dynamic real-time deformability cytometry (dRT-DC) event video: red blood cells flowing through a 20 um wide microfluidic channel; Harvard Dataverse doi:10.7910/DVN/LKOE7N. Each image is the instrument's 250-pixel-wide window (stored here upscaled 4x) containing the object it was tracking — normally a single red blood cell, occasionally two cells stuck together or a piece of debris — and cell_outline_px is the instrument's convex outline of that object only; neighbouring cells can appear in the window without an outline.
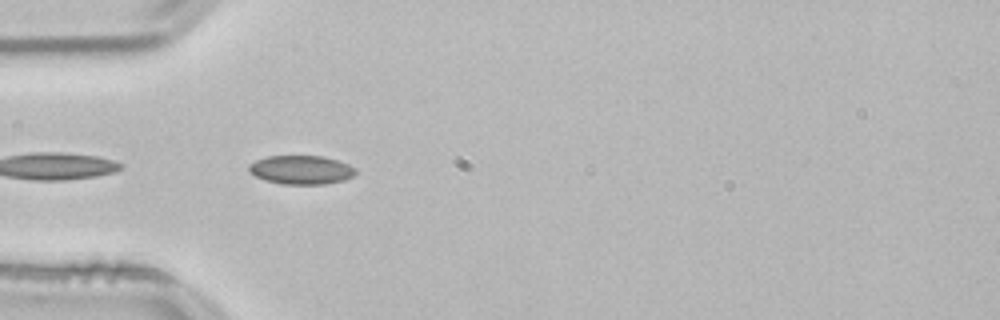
{"species": "common noctule bat (a hibernating species)", "species_latin": "Nyctalus noctula", "temperature_condition": "room temperature", "stored_images_in_passage": 10, "camera_frame_rate_fps": 3000, "um_per_image_px": 0.085, "animal": {"sex": "male", "body_mass_g": 21.5, "forearm_length_mm": 52.0}, "frame": {"image": 1, "passage_image": 2, "time_ms": 0.333, "image_size_px": [1000, 320], "cell_outline_px": [[356, 172], [352, 176], [344, 180], [324, 184], [280, 184], [264, 180], [248, 172], [248, 164], [256, 160], [268, 156], [324, 156], [348, 164], [356, 168]], "centroid_in_image_um": [25.57, 14.44], "position_along_channel_um": 59.4, "area_um2": 17.98}}